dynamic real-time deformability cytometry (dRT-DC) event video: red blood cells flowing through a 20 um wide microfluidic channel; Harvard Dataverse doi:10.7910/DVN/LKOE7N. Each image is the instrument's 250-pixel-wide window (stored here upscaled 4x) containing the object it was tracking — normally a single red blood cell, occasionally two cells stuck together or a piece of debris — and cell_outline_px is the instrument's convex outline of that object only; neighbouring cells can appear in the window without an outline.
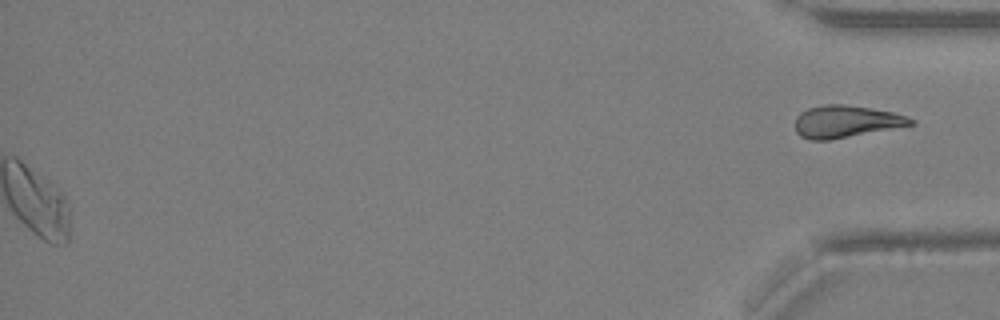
{"species": "Egyptian fruit bat (a non-hibernating species)", "species_latin": "Rousettus aegyptiacus", "temperature_condition": "warm", "stored_images_in_passage": 38, "segment_of_instrument_passage": [2, 2], "camera_frame_rate_fps": 3000, "um_per_image_px": 0.085, "animal": {"sex": "female"}, "frame": {"image": 1, "passage_image": 38, "time_ms": 12.333, "image_size_px": [1000, 320], "cell_outline_px": [[916, 124], [828, 140], [808, 140], [800, 136], [796, 132], [796, 116], [800, 112], [808, 108], [824, 104], [844, 104], [872, 108], [892, 112], [908, 116], [916, 120]], "centroid_in_image_um": [71.91, 10.32], "position_along_channel_um": 363.3, "area_um2": 21.73}}